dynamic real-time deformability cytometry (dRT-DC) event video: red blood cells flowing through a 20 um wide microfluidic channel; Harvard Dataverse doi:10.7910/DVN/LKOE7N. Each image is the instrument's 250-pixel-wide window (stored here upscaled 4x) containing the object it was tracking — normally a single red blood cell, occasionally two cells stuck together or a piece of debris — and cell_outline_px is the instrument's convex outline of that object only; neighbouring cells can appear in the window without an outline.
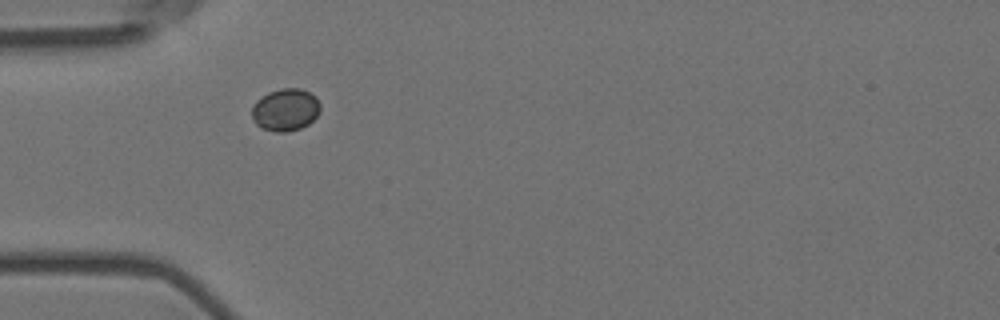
{"species": "Egyptian fruit bat (a non-hibernating species)", "species_latin": "Rousettus aegyptiacus", "temperature_condition": "room temperature", "stored_images_in_passage": 8, "camera_frame_rate_fps": 3000, "um_per_image_px": 0.085, "animal": {"sex": "female"}, "frame": {"image": 1, "passage_image": 4, "time_ms": 1.0, "image_size_px": [1000, 320], "cell_outline_px": [[320, 112], [308, 124], [300, 128], [284, 132], [276, 132], [260, 128], [252, 120], [252, 108], [256, 100], [268, 92], [280, 88], [300, 88], [316, 96], [320, 104]], "centroid_in_image_um": [24.25, 9.32], "position_along_channel_um": 60.8, "area_um2": 16.99}}
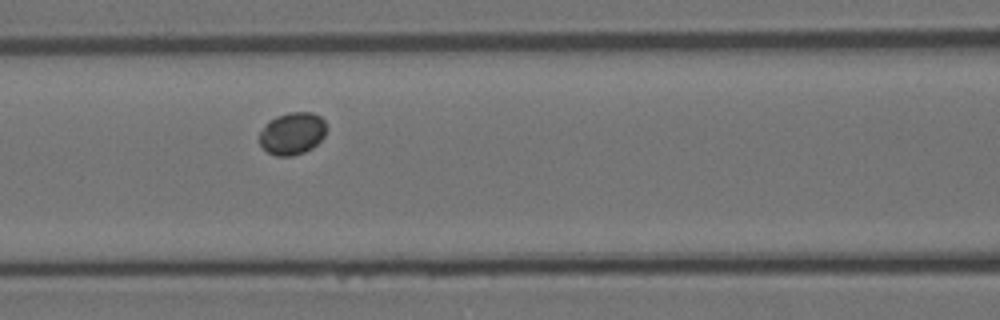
{"frame": {"image": 2, "passage_image": 6, "time_ms": 1.667, "image_size_px": [1000, 320], "cell_outline_px": [[328, 128], [324, 136], [312, 148], [304, 152], [292, 156], [276, 156], [268, 152], [260, 144], [260, 132], [268, 120], [276, 116], [288, 112], [312, 112], [320, 116], [324, 120]], "centroid_in_image_um": [24.86, 11.33], "position_along_channel_um": 141.7, "area_um2": 16.65}}
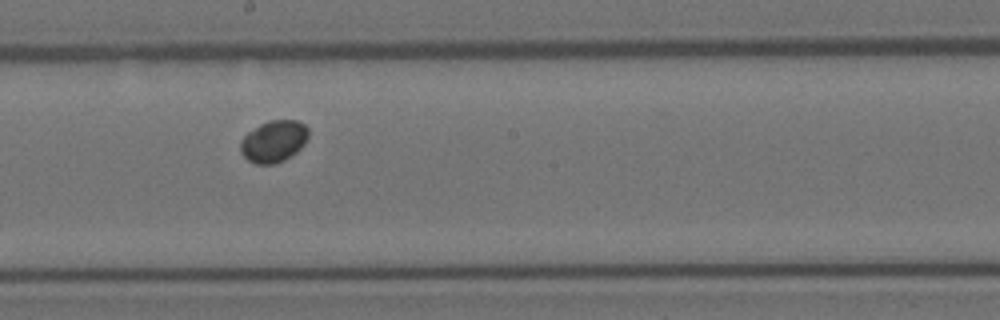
{"frame": {"image": 3, "passage_image": 8, "time_ms": 2.333, "image_size_px": [1000, 320], "cell_outline_px": [[308, 136], [304, 144], [296, 152], [284, 160], [276, 164], [256, 164], [248, 160], [240, 152], [240, 140], [248, 132], [260, 124], [268, 120], [296, 120], [304, 124], [308, 128]], "centroid_in_image_um": [23.25, 12.01], "position_along_channel_um": 224.9, "area_um2": 16.59}}